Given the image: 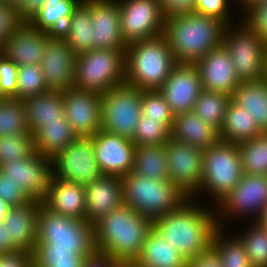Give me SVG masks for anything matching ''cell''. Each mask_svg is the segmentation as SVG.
<instances>
[{"label":"cell","mask_w":267,"mask_h":267,"mask_svg":"<svg viewBox=\"0 0 267 267\" xmlns=\"http://www.w3.org/2000/svg\"><path fill=\"white\" fill-rule=\"evenodd\" d=\"M51 35L35 29L29 22H21L0 47L1 55L17 66L39 65Z\"/></svg>","instance_id":"obj_21"},{"label":"cell","mask_w":267,"mask_h":267,"mask_svg":"<svg viewBox=\"0 0 267 267\" xmlns=\"http://www.w3.org/2000/svg\"><path fill=\"white\" fill-rule=\"evenodd\" d=\"M152 229V219L122 204L94 224L97 254L132 265Z\"/></svg>","instance_id":"obj_2"},{"label":"cell","mask_w":267,"mask_h":267,"mask_svg":"<svg viewBox=\"0 0 267 267\" xmlns=\"http://www.w3.org/2000/svg\"><path fill=\"white\" fill-rule=\"evenodd\" d=\"M263 3H267V0H238V3L236 4L237 6H240L238 7V10L242 8L241 9L242 12V10H244L246 7H252Z\"/></svg>","instance_id":"obj_56"},{"label":"cell","mask_w":267,"mask_h":267,"mask_svg":"<svg viewBox=\"0 0 267 267\" xmlns=\"http://www.w3.org/2000/svg\"><path fill=\"white\" fill-rule=\"evenodd\" d=\"M53 176L68 182L88 185L102 174L99 170L92 137H77L52 158Z\"/></svg>","instance_id":"obj_13"},{"label":"cell","mask_w":267,"mask_h":267,"mask_svg":"<svg viewBox=\"0 0 267 267\" xmlns=\"http://www.w3.org/2000/svg\"><path fill=\"white\" fill-rule=\"evenodd\" d=\"M30 133L23 101L0 98V136Z\"/></svg>","instance_id":"obj_39"},{"label":"cell","mask_w":267,"mask_h":267,"mask_svg":"<svg viewBox=\"0 0 267 267\" xmlns=\"http://www.w3.org/2000/svg\"><path fill=\"white\" fill-rule=\"evenodd\" d=\"M17 77L16 99L18 100L23 101L48 91L40 64L18 66Z\"/></svg>","instance_id":"obj_43"},{"label":"cell","mask_w":267,"mask_h":267,"mask_svg":"<svg viewBox=\"0 0 267 267\" xmlns=\"http://www.w3.org/2000/svg\"><path fill=\"white\" fill-rule=\"evenodd\" d=\"M82 0H45L41 9L28 21L35 29L61 34L68 19Z\"/></svg>","instance_id":"obj_32"},{"label":"cell","mask_w":267,"mask_h":267,"mask_svg":"<svg viewBox=\"0 0 267 267\" xmlns=\"http://www.w3.org/2000/svg\"><path fill=\"white\" fill-rule=\"evenodd\" d=\"M230 99L231 97L224 93L202 90L192 111L201 120L220 131Z\"/></svg>","instance_id":"obj_37"},{"label":"cell","mask_w":267,"mask_h":267,"mask_svg":"<svg viewBox=\"0 0 267 267\" xmlns=\"http://www.w3.org/2000/svg\"><path fill=\"white\" fill-rule=\"evenodd\" d=\"M120 261L113 260L110 257L96 254L91 258H87L84 267H124Z\"/></svg>","instance_id":"obj_54"},{"label":"cell","mask_w":267,"mask_h":267,"mask_svg":"<svg viewBox=\"0 0 267 267\" xmlns=\"http://www.w3.org/2000/svg\"><path fill=\"white\" fill-rule=\"evenodd\" d=\"M237 146L243 173L267 176V132Z\"/></svg>","instance_id":"obj_36"},{"label":"cell","mask_w":267,"mask_h":267,"mask_svg":"<svg viewBox=\"0 0 267 267\" xmlns=\"http://www.w3.org/2000/svg\"><path fill=\"white\" fill-rule=\"evenodd\" d=\"M0 198L9 205L18 206L28 203L31 199L24 193L19 184L8 179L4 173L0 171Z\"/></svg>","instance_id":"obj_48"},{"label":"cell","mask_w":267,"mask_h":267,"mask_svg":"<svg viewBox=\"0 0 267 267\" xmlns=\"http://www.w3.org/2000/svg\"><path fill=\"white\" fill-rule=\"evenodd\" d=\"M227 230L229 229L224 230L218 227L213 234L211 244V248L217 253L223 267H253L241 240L235 232L231 234Z\"/></svg>","instance_id":"obj_35"},{"label":"cell","mask_w":267,"mask_h":267,"mask_svg":"<svg viewBox=\"0 0 267 267\" xmlns=\"http://www.w3.org/2000/svg\"><path fill=\"white\" fill-rule=\"evenodd\" d=\"M121 35L128 45L163 34L165 16L158 0H117Z\"/></svg>","instance_id":"obj_12"},{"label":"cell","mask_w":267,"mask_h":267,"mask_svg":"<svg viewBox=\"0 0 267 267\" xmlns=\"http://www.w3.org/2000/svg\"><path fill=\"white\" fill-rule=\"evenodd\" d=\"M217 228L215 207H206L194 198L153 221V229L187 261L211 248Z\"/></svg>","instance_id":"obj_1"},{"label":"cell","mask_w":267,"mask_h":267,"mask_svg":"<svg viewBox=\"0 0 267 267\" xmlns=\"http://www.w3.org/2000/svg\"><path fill=\"white\" fill-rule=\"evenodd\" d=\"M258 221L267 229V206L265 207L264 212Z\"/></svg>","instance_id":"obj_59"},{"label":"cell","mask_w":267,"mask_h":267,"mask_svg":"<svg viewBox=\"0 0 267 267\" xmlns=\"http://www.w3.org/2000/svg\"><path fill=\"white\" fill-rule=\"evenodd\" d=\"M91 22V8L82 0L74 9L64 31L60 34L72 51L79 55L94 49V33Z\"/></svg>","instance_id":"obj_30"},{"label":"cell","mask_w":267,"mask_h":267,"mask_svg":"<svg viewBox=\"0 0 267 267\" xmlns=\"http://www.w3.org/2000/svg\"><path fill=\"white\" fill-rule=\"evenodd\" d=\"M85 199L84 185L58 179L52 175L48 193L42 203L55 213L85 219Z\"/></svg>","instance_id":"obj_24"},{"label":"cell","mask_w":267,"mask_h":267,"mask_svg":"<svg viewBox=\"0 0 267 267\" xmlns=\"http://www.w3.org/2000/svg\"><path fill=\"white\" fill-rule=\"evenodd\" d=\"M0 171L19 184L31 200L42 203L53 175L52 159L35 152L29 157L2 165Z\"/></svg>","instance_id":"obj_15"},{"label":"cell","mask_w":267,"mask_h":267,"mask_svg":"<svg viewBox=\"0 0 267 267\" xmlns=\"http://www.w3.org/2000/svg\"><path fill=\"white\" fill-rule=\"evenodd\" d=\"M241 16L239 20L267 43V3L246 7Z\"/></svg>","instance_id":"obj_46"},{"label":"cell","mask_w":267,"mask_h":267,"mask_svg":"<svg viewBox=\"0 0 267 267\" xmlns=\"http://www.w3.org/2000/svg\"><path fill=\"white\" fill-rule=\"evenodd\" d=\"M61 96L65 117L78 137H92L101 129V93L71 88Z\"/></svg>","instance_id":"obj_18"},{"label":"cell","mask_w":267,"mask_h":267,"mask_svg":"<svg viewBox=\"0 0 267 267\" xmlns=\"http://www.w3.org/2000/svg\"><path fill=\"white\" fill-rule=\"evenodd\" d=\"M35 152L34 136L31 133L0 136V167Z\"/></svg>","instance_id":"obj_41"},{"label":"cell","mask_w":267,"mask_h":267,"mask_svg":"<svg viewBox=\"0 0 267 267\" xmlns=\"http://www.w3.org/2000/svg\"><path fill=\"white\" fill-rule=\"evenodd\" d=\"M125 51L93 49L76 55L74 88L102 94L125 84Z\"/></svg>","instance_id":"obj_8"},{"label":"cell","mask_w":267,"mask_h":267,"mask_svg":"<svg viewBox=\"0 0 267 267\" xmlns=\"http://www.w3.org/2000/svg\"><path fill=\"white\" fill-rule=\"evenodd\" d=\"M202 90L197 67L186 63H177L158 89L174 115L192 111Z\"/></svg>","instance_id":"obj_19"},{"label":"cell","mask_w":267,"mask_h":267,"mask_svg":"<svg viewBox=\"0 0 267 267\" xmlns=\"http://www.w3.org/2000/svg\"><path fill=\"white\" fill-rule=\"evenodd\" d=\"M91 8L94 49L126 50L117 0H84Z\"/></svg>","instance_id":"obj_22"},{"label":"cell","mask_w":267,"mask_h":267,"mask_svg":"<svg viewBox=\"0 0 267 267\" xmlns=\"http://www.w3.org/2000/svg\"><path fill=\"white\" fill-rule=\"evenodd\" d=\"M200 74L203 90L233 96L235 88L241 83L234 64L223 45L209 51L194 64Z\"/></svg>","instance_id":"obj_20"},{"label":"cell","mask_w":267,"mask_h":267,"mask_svg":"<svg viewBox=\"0 0 267 267\" xmlns=\"http://www.w3.org/2000/svg\"><path fill=\"white\" fill-rule=\"evenodd\" d=\"M264 79L267 81V50L265 54V76Z\"/></svg>","instance_id":"obj_60"},{"label":"cell","mask_w":267,"mask_h":267,"mask_svg":"<svg viewBox=\"0 0 267 267\" xmlns=\"http://www.w3.org/2000/svg\"><path fill=\"white\" fill-rule=\"evenodd\" d=\"M7 6L13 7L16 11L21 7L24 0H0Z\"/></svg>","instance_id":"obj_58"},{"label":"cell","mask_w":267,"mask_h":267,"mask_svg":"<svg viewBox=\"0 0 267 267\" xmlns=\"http://www.w3.org/2000/svg\"><path fill=\"white\" fill-rule=\"evenodd\" d=\"M141 91L123 84L101 94V130L133 141L142 115Z\"/></svg>","instance_id":"obj_11"},{"label":"cell","mask_w":267,"mask_h":267,"mask_svg":"<svg viewBox=\"0 0 267 267\" xmlns=\"http://www.w3.org/2000/svg\"><path fill=\"white\" fill-rule=\"evenodd\" d=\"M85 219L92 225L123 204L121 177L101 175L85 185Z\"/></svg>","instance_id":"obj_23"},{"label":"cell","mask_w":267,"mask_h":267,"mask_svg":"<svg viewBox=\"0 0 267 267\" xmlns=\"http://www.w3.org/2000/svg\"><path fill=\"white\" fill-rule=\"evenodd\" d=\"M45 0H24L17 10L18 19L21 22H28L43 6Z\"/></svg>","instance_id":"obj_53"},{"label":"cell","mask_w":267,"mask_h":267,"mask_svg":"<svg viewBox=\"0 0 267 267\" xmlns=\"http://www.w3.org/2000/svg\"><path fill=\"white\" fill-rule=\"evenodd\" d=\"M263 133L258 127L256 120L244 109L237 104L232 98L230 99L225 111V118L220 128V140L232 144H239Z\"/></svg>","instance_id":"obj_29"},{"label":"cell","mask_w":267,"mask_h":267,"mask_svg":"<svg viewBox=\"0 0 267 267\" xmlns=\"http://www.w3.org/2000/svg\"><path fill=\"white\" fill-rule=\"evenodd\" d=\"M132 173L155 180H170L165 145H136Z\"/></svg>","instance_id":"obj_34"},{"label":"cell","mask_w":267,"mask_h":267,"mask_svg":"<svg viewBox=\"0 0 267 267\" xmlns=\"http://www.w3.org/2000/svg\"><path fill=\"white\" fill-rule=\"evenodd\" d=\"M187 260L154 229L150 231L141 254L131 267H187Z\"/></svg>","instance_id":"obj_28"},{"label":"cell","mask_w":267,"mask_h":267,"mask_svg":"<svg viewBox=\"0 0 267 267\" xmlns=\"http://www.w3.org/2000/svg\"><path fill=\"white\" fill-rule=\"evenodd\" d=\"M121 183L123 204L153 221L189 198L170 180H155L130 172L121 177Z\"/></svg>","instance_id":"obj_6"},{"label":"cell","mask_w":267,"mask_h":267,"mask_svg":"<svg viewBox=\"0 0 267 267\" xmlns=\"http://www.w3.org/2000/svg\"><path fill=\"white\" fill-rule=\"evenodd\" d=\"M0 267H34L33 253L21 249L0 253Z\"/></svg>","instance_id":"obj_50"},{"label":"cell","mask_w":267,"mask_h":267,"mask_svg":"<svg viewBox=\"0 0 267 267\" xmlns=\"http://www.w3.org/2000/svg\"><path fill=\"white\" fill-rule=\"evenodd\" d=\"M141 109L144 116L153 120H174L175 115L158 90L141 91Z\"/></svg>","instance_id":"obj_44"},{"label":"cell","mask_w":267,"mask_h":267,"mask_svg":"<svg viewBox=\"0 0 267 267\" xmlns=\"http://www.w3.org/2000/svg\"><path fill=\"white\" fill-rule=\"evenodd\" d=\"M92 142L102 175L122 177L132 172L136 145L131 139L100 129L92 136Z\"/></svg>","instance_id":"obj_17"},{"label":"cell","mask_w":267,"mask_h":267,"mask_svg":"<svg viewBox=\"0 0 267 267\" xmlns=\"http://www.w3.org/2000/svg\"><path fill=\"white\" fill-rule=\"evenodd\" d=\"M225 24L193 11L165 17L163 35L177 63L195 64L222 45Z\"/></svg>","instance_id":"obj_3"},{"label":"cell","mask_w":267,"mask_h":267,"mask_svg":"<svg viewBox=\"0 0 267 267\" xmlns=\"http://www.w3.org/2000/svg\"><path fill=\"white\" fill-rule=\"evenodd\" d=\"M11 205L0 198V223L4 222L6 215L9 213Z\"/></svg>","instance_id":"obj_57"},{"label":"cell","mask_w":267,"mask_h":267,"mask_svg":"<svg viewBox=\"0 0 267 267\" xmlns=\"http://www.w3.org/2000/svg\"><path fill=\"white\" fill-rule=\"evenodd\" d=\"M238 2V0H235ZM231 0H195L193 12L216 18L226 26L234 24L232 18Z\"/></svg>","instance_id":"obj_45"},{"label":"cell","mask_w":267,"mask_h":267,"mask_svg":"<svg viewBox=\"0 0 267 267\" xmlns=\"http://www.w3.org/2000/svg\"><path fill=\"white\" fill-rule=\"evenodd\" d=\"M77 137L66 117L60 122H47L34 135L35 151L52 159Z\"/></svg>","instance_id":"obj_33"},{"label":"cell","mask_w":267,"mask_h":267,"mask_svg":"<svg viewBox=\"0 0 267 267\" xmlns=\"http://www.w3.org/2000/svg\"><path fill=\"white\" fill-rule=\"evenodd\" d=\"M165 17L193 10L195 0H158Z\"/></svg>","instance_id":"obj_51"},{"label":"cell","mask_w":267,"mask_h":267,"mask_svg":"<svg viewBox=\"0 0 267 267\" xmlns=\"http://www.w3.org/2000/svg\"><path fill=\"white\" fill-rule=\"evenodd\" d=\"M75 59L76 54L60 34L47 39L40 66L49 91L62 93L74 88Z\"/></svg>","instance_id":"obj_16"},{"label":"cell","mask_w":267,"mask_h":267,"mask_svg":"<svg viewBox=\"0 0 267 267\" xmlns=\"http://www.w3.org/2000/svg\"><path fill=\"white\" fill-rule=\"evenodd\" d=\"M40 202L30 200L13 206L6 215L8 238L21 250L34 252L37 243L38 213Z\"/></svg>","instance_id":"obj_25"},{"label":"cell","mask_w":267,"mask_h":267,"mask_svg":"<svg viewBox=\"0 0 267 267\" xmlns=\"http://www.w3.org/2000/svg\"><path fill=\"white\" fill-rule=\"evenodd\" d=\"M26 121L34 136L47 122H60L65 117L63 99L60 92L47 91L23 100Z\"/></svg>","instance_id":"obj_27"},{"label":"cell","mask_w":267,"mask_h":267,"mask_svg":"<svg viewBox=\"0 0 267 267\" xmlns=\"http://www.w3.org/2000/svg\"><path fill=\"white\" fill-rule=\"evenodd\" d=\"M35 248L73 250L91 258L97 254L94 225L86 219L55 213L40 202Z\"/></svg>","instance_id":"obj_5"},{"label":"cell","mask_w":267,"mask_h":267,"mask_svg":"<svg viewBox=\"0 0 267 267\" xmlns=\"http://www.w3.org/2000/svg\"><path fill=\"white\" fill-rule=\"evenodd\" d=\"M177 64L164 35L132 42L125 51V84L158 90Z\"/></svg>","instance_id":"obj_4"},{"label":"cell","mask_w":267,"mask_h":267,"mask_svg":"<svg viewBox=\"0 0 267 267\" xmlns=\"http://www.w3.org/2000/svg\"><path fill=\"white\" fill-rule=\"evenodd\" d=\"M171 137L203 151L220 141L219 131L193 111L175 115Z\"/></svg>","instance_id":"obj_26"},{"label":"cell","mask_w":267,"mask_h":267,"mask_svg":"<svg viewBox=\"0 0 267 267\" xmlns=\"http://www.w3.org/2000/svg\"><path fill=\"white\" fill-rule=\"evenodd\" d=\"M170 181L191 198L202 181L203 150L173 139L165 143Z\"/></svg>","instance_id":"obj_14"},{"label":"cell","mask_w":267,"mask_h":267,"mask_svg":"<svg viewBox=\"0 0 267 267\" xmlns=\"http://www.w3.org/2000/svg\"><path fill=\"white\" fill-rule=\"evenodd\" d=\"M222 45L229 53L240 82L264 78L267 43L243 21L225 26Z\"/></svg>","instance_id":"obj_9"},{"label":"cell","mask_w":267,"mask_h":267,"mask_svg":"<svg viewBox=\"0 0 267 267\" xmlns=\"http://www.w3.org/2000/svg\"><path fill=\"white\" fill-rule=\"evenodd\" d=\"M245 231L236 232L238 234L236 236L243 243L251 265L253 267H267V229L259 221H253L250 222V226L248 225Z\"/></svg>","instance_id":"obj_38"},{"label":"cell","mask_w":267,"mask_h":267,"mask_svg":"<svg viewBox=\"0 0 267 267\" xmlns=\"http://www.w3.org/2000/svg\"><path fill=\"white\" fill-rule=\"evenodd\" d=\"M86 260L73 250L35 248L33 252L34 267H84Z\"/></svg>","instance_id":"obj_42"},{"label":"cell","mask_w":267,"mask_h":267,"mask_svg":"<svg viewBox=\"0 0 267 267\" xmlns=\"http://www.w3.org/2000/svg\"><path fill=\"white\" fill-rule=\"evenodd\" d=\"M19 248L12 242L11 238H8L7 224L0 223V253H8Z\"/></svg>","instance_id":"obj_55"},{"label":"cell","mask_w":267,"mask_h":267,"mask_svg":"<svg viewBox=\"0 0 267 267\" xmlns=\"http://www.w3.org/2000/svg\"><path fill=\"white\" fill-rule=\"evenodd\" d=\"M18 66L0 55V98H15Z\"/></svg>","instance_id":"obj_47"},{"label":"cell","mask_w":267,"mask_h":267,"mask_svg":"<svg viewBox=\"0 0 267 267\" xmlns=\"http://www.w3.org/2000/svg\"><path fill=\"white\" fill-rule=\"evenodd\" d=\"M174 120H153L141 115L135 129V145H165L171 137Z\"/></svg>","instance_id":"obj_40"},{"label":"cell","mask_w":267,"mask_h":267,"mask_svg":"<svg viewBox=\"0 0 267 267\" xmlns=\"http://www.w3.org/2000/svg\"><path fill=\"white\" fill-rule=\"evenodd\" d=\"M231 98L247 110L263 132H267V81L264 78L241 82Z\"/></svg>","instance_id":"obj_31"},{"label":"cell","mask_w":267,"mask_h":267,"mask_svg":"<svg viewBox=\"0 0 267 267\" xmlns=\"http://www.w3.org/2000/svg\"><path fill=\"white\" fill-rule=\"evenodd\" d=\"M202 181L199 190L191 197L210 196L216 205L240 182L243 176L237 144L219 141L203 151ZM206 193V194H205ZM208 194V195H207ZM198 197V198H197Z\"/></svg>","instance_id":"obj_7"},{"label":"cell","mask_w":267,"mask_h":267,"mask_svg":"<svg viewBox=\"0 0 267 267\" xmlns=\"http://www.w3.org/2000/svg\"><path fill=\"white\" fill-rule=\"evenodd\" d=\"M266 206L267 176L244 173L235 188L214 206L217 225L226 229L224 226L228 223L225 222L232 223L237 221L238 217L239 220L240 217H251L253 219L250 221H258Z\"/></svg>","instance_id":"obj_10"},{"label":"cell","mask_w":267,"mask_h":267,"mask_svg":"<svg viewBox=\"0 0 267 267\" xmlns=\"http://www.w3.org/2000/svg\"><path fill=\"white\" fill-rule=\"evenodd\" d=\"M20 23L17 11L0 1V47Z\"/></svg>","instance_id":"obj_49"},{"label":"cell","mask_w":267,"mask_h":267,"mask_svg":"<svg viewBox=\"0 0 267 267\" xmlns=\"http://www.w3.org/2000/svg\"><path fill=\"white\" fill-rule=\"evenodd\" d=\"M187 267H223L217 253L210 248L205 253L188 260Z\"/></svg>","instance_id":"obj_52"}]
</instances>
